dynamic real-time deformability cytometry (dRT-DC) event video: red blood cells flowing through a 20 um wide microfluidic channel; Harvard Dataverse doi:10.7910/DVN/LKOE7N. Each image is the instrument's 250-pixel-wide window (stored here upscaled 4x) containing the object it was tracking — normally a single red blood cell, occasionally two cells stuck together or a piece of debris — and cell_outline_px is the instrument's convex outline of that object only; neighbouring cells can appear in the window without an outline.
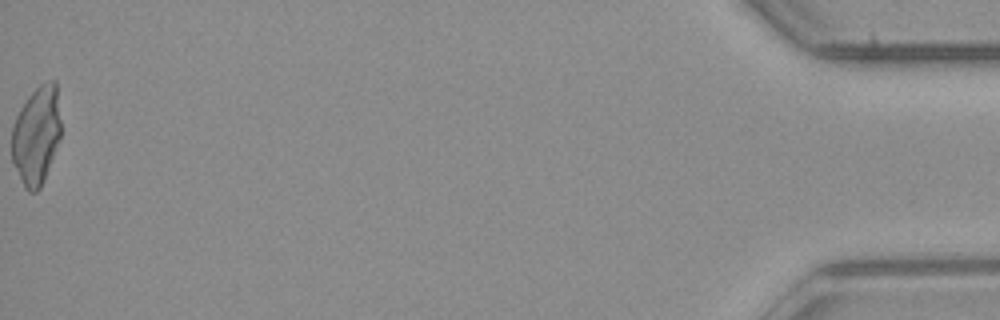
{"species": "common noctule bat (a hibernating species)", "species_latin": "Nyctalus noctula", "temperature_condition": "room temperature", "stored_images_in_passage": 53, "camera_frame_rate_fps": 3000, "um_per_image_px": 0.085, "animal": {"sex": "male", "body_mass_g": 23.1, "forearm_length_mm": 52.7}, "frame": {"image": 1, "passage_image": 53, "time_ms": 17.333, "image_size_px": [1000, 320], "cell_outline_px": [[60, 140], [44, 180], [40, 188], [36, 192], [28, 192], [24, 188], [12, 160], [12, 128], [16, 116], [20, 108], [28, 96], [40, 84], [52, 80], [56, 80], [60, 120]], "centroid_in_image_um": [3.1, 11.51], "position_along_channel_um": 432.1, "area_um2": 28.21}, "authors_computed_cell_mechanics": {"area_um2": 18.9006, "velocity_mm_per_s": 3.9304, "shape_relaxation_time_tau1_ms": 10.0765, "shape_relaxation_time_tau2_ms": 9.2484, "deformation_change_tau1": 0.1911, "deformation_change_tau2": 0.1548}}